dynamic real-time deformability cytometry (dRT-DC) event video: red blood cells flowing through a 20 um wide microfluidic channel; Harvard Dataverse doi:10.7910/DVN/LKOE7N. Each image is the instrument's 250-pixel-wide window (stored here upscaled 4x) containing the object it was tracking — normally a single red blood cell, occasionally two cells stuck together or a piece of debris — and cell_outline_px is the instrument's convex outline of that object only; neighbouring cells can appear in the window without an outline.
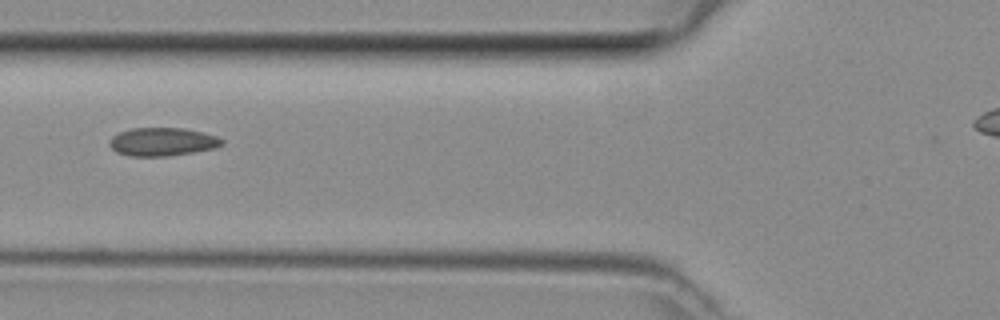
{"species": "common noctule bat (a hibernating species)", "species_latin": "Nyctalus noctula", "temperature_condition": "room temperature", "stored_images_in_passage": 4, "camera_frame_rate_fps": 3000, "um_per_image_px": 0.085, "animal": {"sex": "female", "body_mass_g": 29.2, "forearm_length_mm": 56.3}, "frame": {"image": 1, "passage_image": 3, "time_ms": 0.667, "image_size_px": [1000, 320], "cell_outline_px": [[224, 144], [216, 148], [168, 156], [132, 156], [116, 152], [108, 144], [108, 140], [112, 136], [120, 132], [132, 128], [184, 128], [204, 132], [216, 136], [224, 140]], "centroid_in_image_um": [13.81, 12.05], "position_along_channel_um": 112.0, "area_um2": 18.61}}